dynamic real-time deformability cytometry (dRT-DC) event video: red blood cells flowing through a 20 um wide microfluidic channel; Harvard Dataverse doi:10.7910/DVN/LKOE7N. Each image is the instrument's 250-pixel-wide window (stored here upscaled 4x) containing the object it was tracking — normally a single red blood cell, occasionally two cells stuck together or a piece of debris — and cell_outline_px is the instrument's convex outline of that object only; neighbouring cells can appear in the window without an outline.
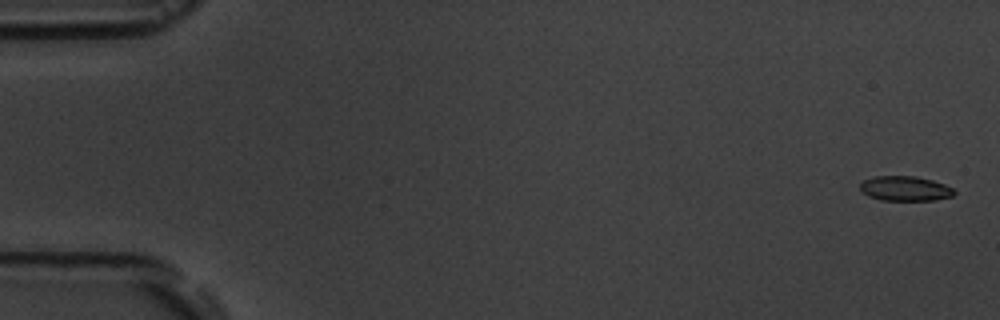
{"species": "common noctule bat (a hibernating species)", "species_latin": "Nyctalus noctula", "temperature_condition": "room temperature", "stored_images_in_passage": 5, "camera_frame_rate_fps": 3000, "um_per_image_px": 0.085, "animal": {"sex": "male", "body_mass_g": 19.5, "forearm_length_mm": 54.6}, "frame": {"image": 1, "passage_image": 1, "time_ms": 0.0, "image_size_px": [1000, 320], "cell_outline_px": [[956, 192], [952, 196], [936, 200], [880, 200], [868, 196], [860, 192], [860, 184], [864, 180], [872, 176], [916, 176], [932, 180], [944, 184], [952, 188]], "centroid_in_image_um": [76.9, 16.02], "position_along_channel_um": 8.1, "area_um2": 13.7}}
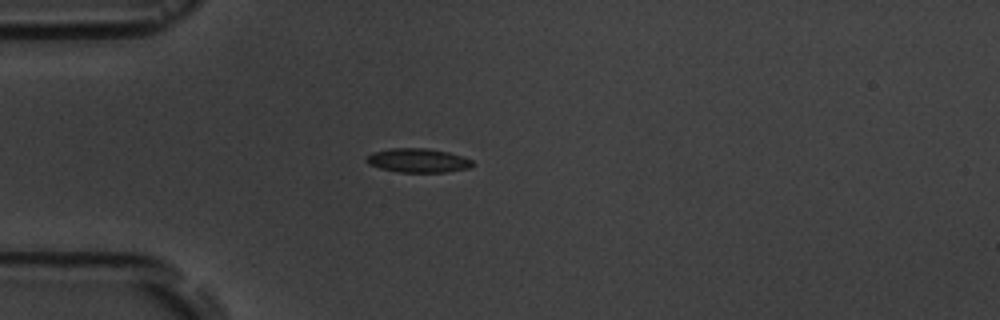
{"frame": {"image": 2, "passage_image": 5, "time_ms": 4.667, "image_size_px": [1000, 320], "cell_outline_px": [[476, 164], [468, 168], [444, 172], [396, 172], [380, 168], [368, 164], [368, 156], [372, 152], [388, 148], [428, 148], [448, 152], [472, 160]], "centroid_in_image_um": [35.53, 13.63], "position_along_channel_um": 49.5, "area_um2": 14.8}}